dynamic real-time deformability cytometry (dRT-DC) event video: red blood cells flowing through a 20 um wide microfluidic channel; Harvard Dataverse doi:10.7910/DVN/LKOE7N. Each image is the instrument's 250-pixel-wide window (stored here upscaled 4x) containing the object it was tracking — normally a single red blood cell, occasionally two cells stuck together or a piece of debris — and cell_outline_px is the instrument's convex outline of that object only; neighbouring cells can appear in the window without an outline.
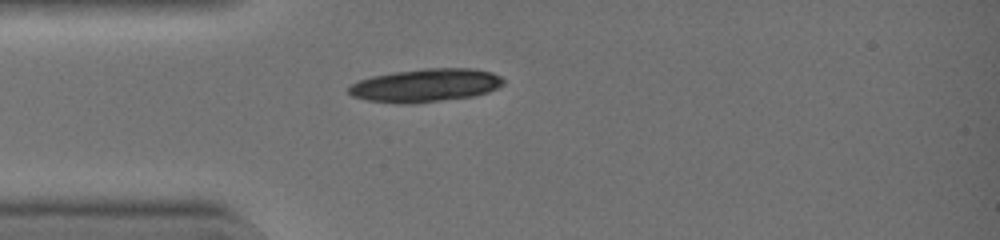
{"species": "common noctule bat (a hibernating species)", "species_latin": "Nyctalus noctula", "temperature_condition": "warm", "stored_images_in_passage": 32, "camera_frame_rate_fps": 3000, "um_per_image_px": 0.085, "animal": {"sex": "female", "body_mass_g": 19.0, "forearm_length_mm": 51.5}, "frame": {"image": 1, "passage_image": 1, "time_ms": 0.0, "image_size_px": [1000, 240], "cell_outline_px": [[504, 84], [488, 92], [472, 96], [436, 100], [368, 100], [352, 96], [348, 92], [348, 84], [372, 76], [392, 72], [424, 68], [472, 68], [492, 72], [500, 76], [504, 80]], "centroid_in_image_um": [36.21, 7.18], "position_along_channel_um": 48.8, "area_um2": 28.73}}
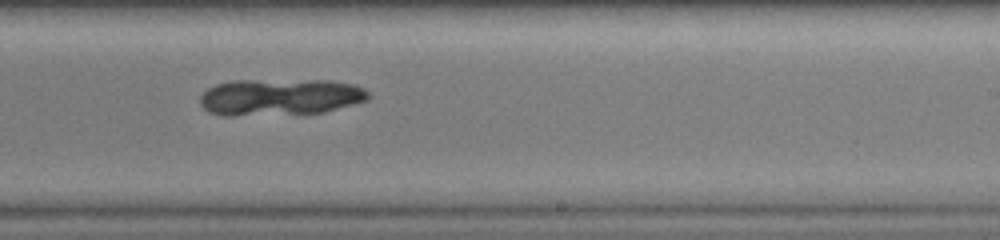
{"frame": {"image": 2, "passage_image": 16, "time_ms": 5.0, "image_size_px": [1000, 240], "cell_outline_px": [[372, 96], [368, 100], [324, 112], [232, 116], [224, 116], [208, 112], [200, 104], [200, 96], [208, 88], [216, 84], [232, 80], [332, 80], [356, 84], [364, 88]], "centroid_in_image_um": [23.82, 8.24], "position_along_channel_um": 265.2, "area_um2": 36.36}}
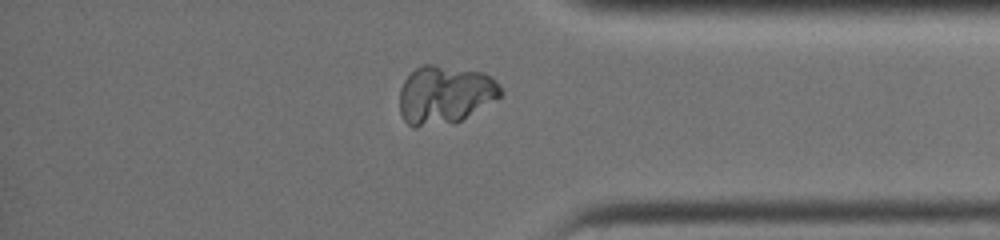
{"frame": {"image": 3, "passage_image": 25, "time_ms": 8.0, "image_size_px": [1000, 240], "cell_outline_px": [[504, 92], [500, 96], [460, 120], [416, 128], [412, 128], [404, 120], [400, 112], [400, 88], [404, 80], [416, 68], [424, 64], [432, 64], [484, 72], [492, 76], [496, 80]], "centroid_in_image_um": [37.8, 8.03], "position_along_channel_um": 397.4, "area_um2": 34.16}}